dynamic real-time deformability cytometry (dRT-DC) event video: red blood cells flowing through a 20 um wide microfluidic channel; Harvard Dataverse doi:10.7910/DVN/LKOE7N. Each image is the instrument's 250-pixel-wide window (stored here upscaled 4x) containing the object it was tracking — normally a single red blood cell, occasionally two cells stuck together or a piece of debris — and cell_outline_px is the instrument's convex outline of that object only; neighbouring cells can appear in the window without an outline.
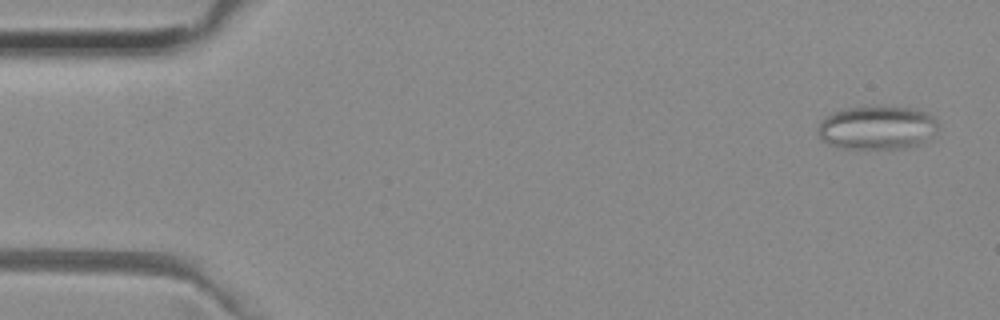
{"species": "common noctule bat (a hibernating species)", "species_latin": "Nyctalus noctula", "temperature_condition": "room temperature", "stored_images_in_passage": 3, "camera_frame_rate_fps": 3000, "um_per_image_px": 0.085, "animal": {"sex": "female", "body_mass_g": 29.2, "forearm_length_mm": 56.3}, "frame": {"image": 1, "passage_image": 2, "time_ms": 0.333, "image_size_px": [1000, 320], "cell_outline_px": [[940, 128], [928, 140], [920, 144], [908, 148], [840, 148], [828, 144], [820, 136], [816, 128], [820, 120], [824, 116], [844, 108], [908, 108], [924, 112], [932, 116], [940, 124]], "centroid_in_image_um": [74.56, 10.88], "position_along_channel_um": 10.4, "area_um2": 30.4}}